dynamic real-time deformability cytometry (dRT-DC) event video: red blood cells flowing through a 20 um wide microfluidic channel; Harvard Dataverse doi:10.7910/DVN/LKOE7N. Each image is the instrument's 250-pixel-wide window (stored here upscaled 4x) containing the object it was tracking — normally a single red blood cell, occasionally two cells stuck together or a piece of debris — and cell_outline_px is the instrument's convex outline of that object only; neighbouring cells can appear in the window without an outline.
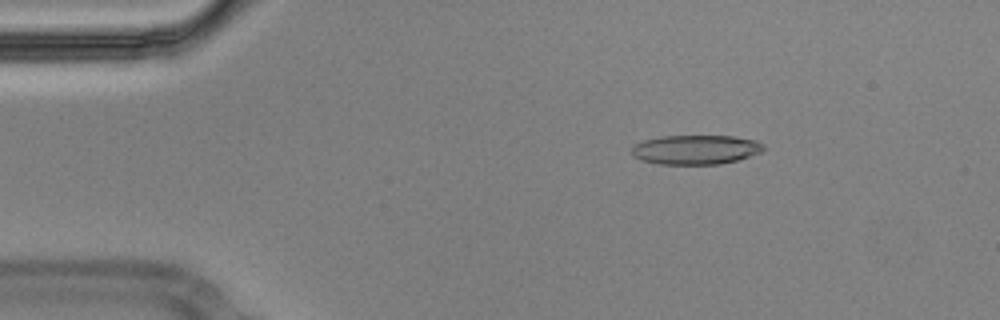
{"species": "Egyptian fruit bat (a non-hibernating species)", "species_latin": "Rousettus aegyptiacus", "temperature_condition": "cold", "stored_images_in_passage": 56, "camera_frame_rate_fps": 3000, "um_per_image_px": 0.085, "animal": {"sex": "male"}, "frame": {"image": 1, "passage_image": 9, "time_ms": 2.667, "image_size_px": [1000, 320], "cell_outline_px": [[764, 148], [760, 152], [736, 160], [720, 164], [656, 164], [632, 156], [632, 148], [636, 144], [644, 140], [660, 136], [732, 136], [756, 140], [764, 144]], "centroid_in_image_um": [59.12, 12.71], "position_along_channel_um": 25.9, "area_um2": 22.43}}
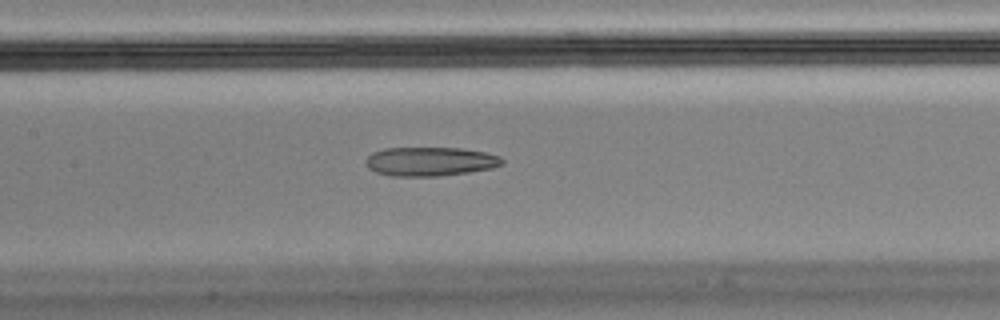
{"frame": {"image": 2, "passage_image": 26, "time_ms": 8.333, "image_size_px": [1000, 320], "cell_outline_px": [[504, 164], [492, 168], [468, 172], [440, 176], [392, 176], [376, 172], [368, 168], [364, 160], [372, 152], [384, 148], [460, 148], [484, 152], [500, 156], [504, 160]], "centroid_in_image_um": [36.55, 13.72], "position_along_channel_um": 170.8, "area_um2": 23.12}}
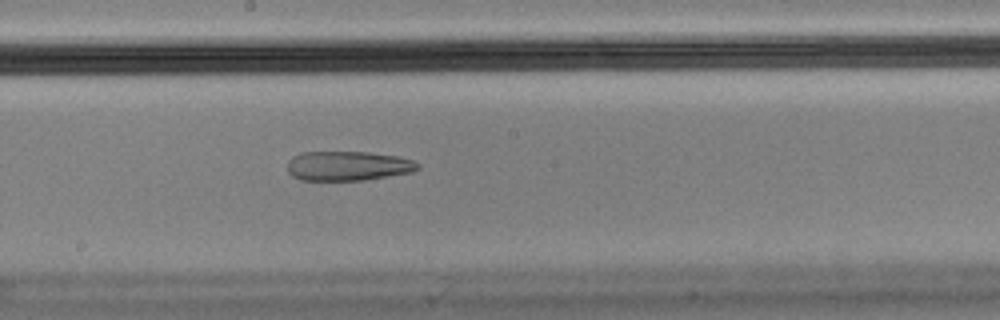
{"frame": {"image": 3, "passage_image": 30, "time_ms": 9.667, "image_size_px": [1000, 320], "cell_outline_px": [[420, 168], [412, 172], [364, 180], [300, 180], [292, 176], [288, 172], [288, 160], [292, 156], [304, 152], [368, 152], [396, 156], [412, 160], [420, 164]], "centroid_in_image_um": [29.56, 14.1], "position_along_channel_um": 218.6, "area_um2": 22.43}, "authors_computed_cell_mechanics": {"area_um2": 23.7558, "velocity_mm_per_s": 3.6007, "shape_relaxation_time_tau1_ms": null, "shape_relaxation_time_tau2_ms": 4.2702, "deformation_change_tau1": null, "deformation_change_tau2": 0.1442}}